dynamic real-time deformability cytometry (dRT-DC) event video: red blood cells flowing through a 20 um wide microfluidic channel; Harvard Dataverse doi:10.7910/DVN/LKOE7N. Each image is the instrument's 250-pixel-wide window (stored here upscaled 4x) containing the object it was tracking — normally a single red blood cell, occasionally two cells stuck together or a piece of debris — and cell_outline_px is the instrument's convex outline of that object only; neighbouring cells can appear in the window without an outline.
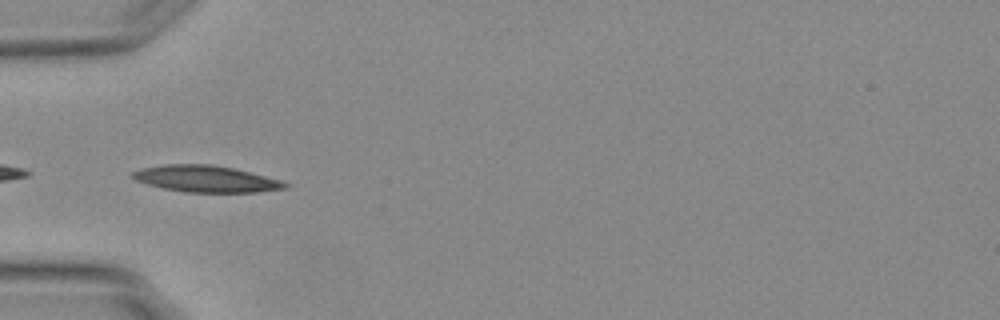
{"species": "Egyptian fruit bat (a non-hibernating species)", "species_latin": "Rousettus aegyptiacus", "temperature_condition": "warm", "stored_images_in_passage": 13, "camera_frame_rate_fps": 3000, "um_per_image_px": 0.085, "animal": {"sex": "female"}, "frame": {"image": 1, "passage_image": 1, "time_ms": 0.0, "image_size_px": [1000, 320], "cell_outline_px": [[292, 184], [284, 188], [256, 192], [184, 192], [164, 188], [148, 184], [136, 180], [132, 176], [132, 172], [140, 168], [164, 164], [212, 164], [232, 168], [284, 180]], "centroid_in_image_um": [17.53, 15.19], "position_along_channel_um": 67.5, "area_um2": 23.58}}
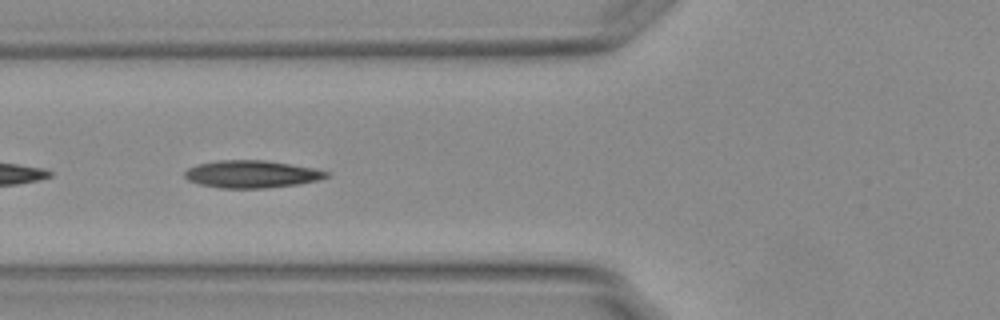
{"frame": {"image": 2, "passage_image": 4, "time_ms": 1.0, "image_size_px": [1000, 320], "cell_outline_px": [[328, 176], [320, 180], [300, 184], [264, 188], [220, 188], [200, 184], [188, 180], [184, 176], [184, 172], [188, 168], [200, 164], [220, 160], [264, 160], [312, 168], [328, 172]], "centroid_in_image_um": [21.38, 14.81], "position_along_channel_um": 104.4, "area_um2": 22.43}}